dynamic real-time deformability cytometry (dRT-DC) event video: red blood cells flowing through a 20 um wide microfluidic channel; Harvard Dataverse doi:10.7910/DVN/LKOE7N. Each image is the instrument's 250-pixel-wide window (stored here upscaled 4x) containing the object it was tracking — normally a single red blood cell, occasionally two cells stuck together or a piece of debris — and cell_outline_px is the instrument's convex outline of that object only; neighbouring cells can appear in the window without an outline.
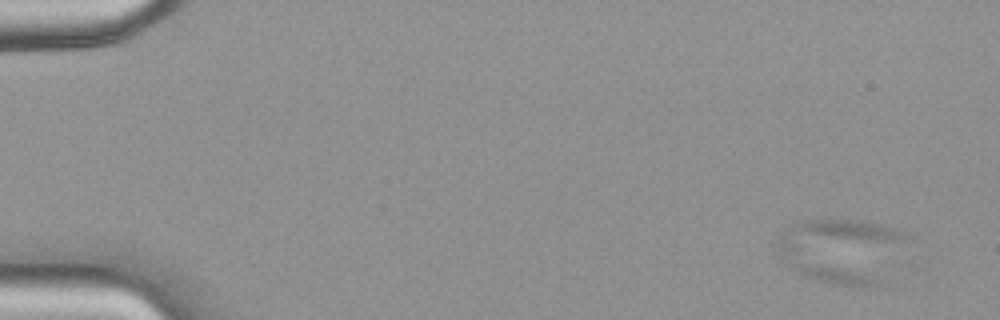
{"species": "common noctule bat (a hibernating species)", "species_latin": "Nyctalus noctula", "temperature_condition": "warm", "stored_images_in_passage": 11, "camera_frame_rate_fps": 3000, "um_per_image_px": 0.085, "animal": {"sex": "female", "body_mass_g": 18.4}, "frame": {"image": 1, "passage_image": 1, "time_ms": 0.0, "image_size_px": [1000, 320], "cell_outline_px": [[912, 236], [880, 284], [856, 288], [832, 284], [816, 280], [800, 272], [776, 252], [776, 244], [784, 224], [796, 220], [860, 220], [880, 224], [904, 232]], "centroid_in_image_um": [71.54, 21.28], "position_along_channel_um": 13.5, "area_um2": 49.59}}